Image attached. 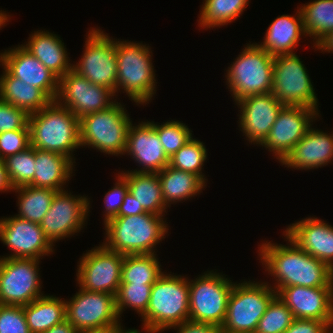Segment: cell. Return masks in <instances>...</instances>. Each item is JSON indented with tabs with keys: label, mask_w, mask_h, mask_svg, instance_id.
<instances>
[{
	"label": "cell",
	"mask_w": 333,
	"mask_h": 333,
	"mask_svg": "<svg viewBox=\"0 0 333 333\" xmlns=\"http://www.w3.org/2000/svg\"><path fill=\"white\" fill-rule=\"evenodd\" d=\"M276 295L295 319L322 320L333 328V287H281Z\"/></svg>",
	"instance_id": "cell-20"
},
{
	"label": "cell",
	"mask_w": 333,
	"mask_h": 333,
	"mask_svg": "<svg viewBox=\"0 0 333 333\" xmlns=\"http://www.w3.org/2000/svg\"><path fill=\"white\" fill-rule=\"evenodd\" d=\"M29 114L14 105L0 100V133L19 129H29Z\"/></svg>",
	"instance_id": "cell-42"
},
{
	"label": "cell",
	"mask_w": 333,
	"mask_h": 333,
	"mask_svg": "<svg viewBox=\"0 0 333 333\" xmlns=\"http://www.w3.org/2000/svg\"><path fill=\"white\" fill-rule=\"evenodd\" d=\"M302 5L299 9L303 17L304 31L313 39V45H316L333 31V0H313Z\"/></svg>",
	"instance_id": "cell-33"
},
{
	"label": "cell",
	"mask_w": 333,
	"mask_h": 333,
	"mask_svg": "<svg viewBox=\"0 0 333 333\" xmlns=\"http://www.w3.org/2000/svg\"><path fill=\"white\" fill-rule=\"evenodd\" d=\"M128 183V192L132 194L146 212L164 216L166 205L157 173L121 171L118 172Z\"/></svg>",
	"instance_id": "cell-29"
},
{
	"label": "cell",
	"mask_w": 333,
	"mask_h": 333,
	"mask_svg": "<svg viewBox=\"0 0 333 333\" xmlns=\"http://www.w3.org/2000/svg\"><path fill=\"white\" fill-rule=\"evenodd\" d=\"M153 284L121 283L116 295V308L121 318L127 308L135 310L141 317L146 313Z\"/></svg>",
	"instance_id": "cell-38"
},
{
	"label": "cell",
	"mask_w": 333,
	"mask_h": 333,
	"mask_svg": "<svg viewBox=\"0 0 333 333\" xmlns=\"http://www.w3.org/2000/svg\"><path fill=\"white\" fill-rule=\"evenodd\" d=\"M283 231L309 255L333 270V226L317 217H307L286 226Z\"/></svg>",
	"instance_id": "cell-23"
},
{
	"label": "cell",
	"mask_w": 333,
	"mask_h": 333,
	"mask_svg": "<svg viewBox=\"0 0 333 333\" xmlns=\"http://www.w3.org/2000/svg\"><path fill=\"white\" fill-rule=\"evenodd\" d=\"M148 122L157 131L159 140L169 158L193 137L192 130L181 121L168 120L161 125L153 121Z\"/></svg>",
	"instance_id": "cell-39"
},
{
	"label": "cell",
	"mask_w": 333,
	"mask_h": 333,
	"mask_svg": "<svg viewBox=\"0 0 333 333\" xmlns=\"http://www.w3.org/2000/svg\"><path fill=\"white\" fill-rule=\"evenodd\" d=\"M79 333H141L137 329H123V326L119 325L117 327L102 329V330H87Z\"/></svg>",
	"instance_id": "cell-51"
},
{
	"label": "cell",
	"mask_w": 333,
	"mask_h": 333,
	"mask_svg": "<svg viewBox=\"0 0 333 333\" xmlns=\"http://www.w3.org/2000/svg\"><path fill=\"white\" fill-rule=\"evenodd\" d=\"M240 108L239 128L249 143L261 145L284 105L272 94L247 96L235 102Z\"/></svg>",
	"instance_id": "cell-19"
},
{
	"label": "cell",
	"mask_w": 333,
	"mask_h": 333,
	"mask_svg": "<svg viewBox=\"0 0 333 333\" xmlns=\"http://www.w3.org/2000/svg\"><path fill=\"white\" fill-rule=\"evenodd\" d=\"M313 47L322 52L333 53V31L329 32Z\"/></svg>",
	"instance_id": "cell-49"
},
{
	"label": "cell",
	"mask_w": 333,
	"mask_h": 333,
	"mask_svg": "<svg viewBox=\"0 0 333 333\" xmlns=\"http://www.w3.org/2000/svg\"><path fill=\"white\" fill-rule=\"evenodd\" d=\"M66 320L78 331L102 330L121 325L116 296L79 289L65 300Z\"/></svg>",
	"instance_id": "cell-13"
},
{
	"label": "cell",
	"mask_w": 333,
	"mask_h": 333,
	"mask_svg": "<svg viewBox=\"0 0 333 333\" xmlns=\"http://www.w3.org/2000/svg\"><path fill=\"white\" fill-rule=\"evenodd\" d=\"M145 212L146 211L143 209L142 205L137 202V199L128 192L115 217L134 216Z\"/></svg>",
	"instance_id": "cell-47"
},
{
	"label": "cell",
	"mask_w": 333,
	"mask_h": 333,
	"mask_svg": "<svg viewBox=\"0 0 333 333\" xmlns=\"http://www.w3.org/2000/svg\"><path fill=\"white\" fill-rule=\"evenodd\" d=\"M163 217L151 212L113 217L104 223L105 241L102 243L123 255L156 253L155 246L164 240L169 230Z\"/></svg>",
	"instance_id": "cell-2"
},
{
	"label": "cell",
	"mask_w": 333,
	"mask_h": 333,
	"mask_svg": "<svg viewBox=\"0 0 333 333\" xmlns=\"http://www.w3.org/2000/svg\"><path fill=\"white\" fill-rule=\"evenodd\" d=\"M28 126L32 147L62 154L76 163L73 152L81 147L79 118L68 108L51 101L29 114Z\"/></svg>",
	"instance_id": "cell-3"
},
{
	"label": "cell",
	"mask_w": 333,
	"mask_h": 333,
	"mask_svg": "<svg viewBox=\"0 0 333 333\" xmlns=\"http://www.w3.org/2000/svg\"><path fill=\"white\" fill-rule=\"evenodd\" d=\"M44 333H79L67 320L55 325Z\"/></svg>",
	"instance_id": "cell-50"
},
{
	"label": "cell",
	"mask_w": 333,
	"mask_h": 333,
	"mask_svg": "<svg viewBox=\"0 0 333 333\" xmlns=\"http://www.w3.org/2000/svg\"><path fill=\"white\" fill-rule=\"evenodd\" d=\"M281 162L287 168L310 170L333 161V133L312 127Z\"/></svg>",
	"instance_id": "cell-24"
},
{
	"label": "cell",
	"mask_w": 333,
	"mask_h": 333,
	"mask_svg": "<svg viewBox=\"0 0 333 333\" xmlns=\"http://www.w3.org/2000/svg\"><path fill=\"white\" fill-rule=\"evenodd\" d=\"M35 173L28 184L62 191L73 174L75 164L66 156L35 148Z\"/></svg>",
	"instance_id": "cell-27"
},
{
	"label": "cell",
	"mask_w": 333,
	"mask_h": 333,
	"mask_svg": "<svg viewBox=\"0 0 333 333\" xmlns=\"http://www.w3.org/2000/svg\"><path fill=\"white\" fill-rule=\"evenodd\" d=\"M166 205L188 200L205 190L206 183L196 174L166 166L157 173Z\"/></svg>",
	"instance_id": "cell-30"
},
{
	"label": "cell",
	"mask_w": 333,
	"mask_h": 333,
	"mask_svg": "<svg viewBox=\"0 0 333 333\" xmlns=\"http://www.w3.org/2000/svg\"><path fill=\"white\" fill-rule=\"evenodd\" d=\"M153 254L125 255L121 283L154 284L164 273L159 259Z\"/></svg>",
	"instance_id": "cell-35"
},
{
	"label": "cell",
	"mask_w": 333,
	"mask_h": 333,
	"mask_svg": "<svg viewBox=\"0 0 333 333\" xmlns=\"http://www.w3.org/2000/svg\"><path fill=\"white\" fill-rule=\"evenodd\" d=\"M0 241L13 251V254L5 258L40 260L44 256L52 255L55 251L38 223L15 215L0 218Z\"/></svg>",
	"instance_id": "cell-18"
},
{
	"label": "cell",
	"mask_w": 333,
	"mask_h": 333,
	"mask_svg": "<svg viewBox=\"0 0 333 333\" xmlns=\"http://www.w3.org/2000/svg\"><path fill=\"white\" fill-rule=\"evenodd\" d=\"M0 66L13 77L41 89L52 101L58 93L59 78L22 45L0 53Z\"/></svg>",
	"instance_id": "cell-21"
},
{
	"label": "cell",
	"mask_w": 333,
	"mask_h": 333,
	"mask_svg": "<svg viewBox=\"0 0 333 333\" xmlns=\"http://www.w3.org/2000/svg\"><path fill=\"white\" fill-rule=\"evenodd\" d=\"M40 262L33 258L0 256V304L24 306L44 295Z\"/></svg>",
	"instance_id": "cell-12"
},
{
	"label": "cell",
	"mask_w": 333,
	"mask_h": 333,
	"mask_svg": "<svg viewBox=\"0 0 333 333\" xmlns=\"http://www.w3.org/2000/svg\"><path fill=\"white\" fill-rule=\"evenodd\" d=\"M177 333H218L220 328L210 323L195 322L186 320L185 322L171 327Z\"/></svg>",
	"instance_id": "cell-46"
},
{
	"label": "cell",
	"mask_w": 333,
	"mask_h": 333,
	"mask_svg": "<svg viewBox=\"0 0 333 333\" xmlns=\"http://www.w3.org/2000/svg\"><path fill=\"white\" fill-rule=\"evenodd\" d=\"M124 154L142 166L130 171L158 173L169 165V157L163 149L157 131L147 121L138 125L130 124L127 134V145Z\"/></svg>",
	"instance_id": "cell-22"
},
{
	"label": "cell",
	"mask_w": 333,
	"mask_h": 333,
	"mask_svg": "<svg viewBox=\"0 0 333 333\" xmlns=\"http://www.w3.org/2000/svg\"><path fill=\"white\" fill-rule=\"evenodd\" d=\"M31 333H44L66 320L65 300L53 295H43L23 306Z\"/></svg>",
	"instance_id": "cell-31"
},
{
	"label": "cell",
	"mask_w": 333,
	"mask_h": 333,
	"mask_svg": "<svg viewBox=\"0 0 333 333\" xmlns=\"http://www.w3.org/2000/svg\"><path fill=\"white\" fill-rule=\"evenodd\" d=\"M0 76V100L32 114L42 110L52 100L38 87L13 77L4 67Z\"/></svg>",
	"instance_id": "cell-28"
},
{
	"label": "cell",
	"mask_w": 333,
	"mask_h": 333,
	"mask_svg": "<svg viewBox=\"0 0 333 333\" xmlns=\"http://www.w3.org/2000/svg\"><path fill=\"white\" fill-rule=\"evenodd\" d=\"M296 53L274 56L271 93L284 106H301L318 110L313 82Z\"/></svg>",
	"instance_id": "cell-10"
},
{
	"label": "cell",
	"mask_w": 333,
	"mask_h": 333,
	"mask_svg": "<svg viewBox=\"0 0 333 333\" xmlns=\"http://www.w3.org/2000/svg\"><path fill=\"white\" fill-rule=\"evenodd\" d=\"M284 333H333V328L322 320L295 319Z\"/></svg>",
	"instance_id": "cell-45"
},
{
	"label": "cell",
	"mask_w": 333,
	"mask_h": 333,
	"mask_svg": "<svg viewBox=\"0 0 333 333\" xmlns=\"http://www.w3.org/2000/svg\"><path fill=\"white\" fill-rule=\"evenodd\" d=\"M294 320L291 310L276 295L259 320L255 333H284Z\"/></svg>",
	"instance_id": "cell-40"
},
{
	"label": "cell",
	"mask_w": 333,
	"mask_h": 333,
	"mask_svg": "<svg viewBox=\"0 0 333 333\" xmlns=\"http://www.w3.org/2000/svg\"><path fill=\"white\" fill-rule=\"evenodd\" d=\"M87 197L72 195L68 190L56 192L49 211L39 224L53 246L56 241L73 236L83 229L91 208Z\"/></svg>",
	"instance_id": "cell-15"
},
{
	"label": "cell",
	"mask_w": 333,
	"mask_h": 333,
	"mask_svg": "<svg viewBox=\"0 0 333 333\" xmlns=\"http://www.w3.org/2000/svg\"><path fill=\"white\" fill-rule=\"evenodd\" d=\"M4 160L8 179L13 188L28 185L35 173V148L29 146L24 151L10 155Z\"/></svg>",
	"instance_id": "cell-37"
},
{
	"label": "cell",
	"mask_w": 333,
	"mask_h": 333,
	"mask_svg": "<svg viewBox=\"0 0 333 333\" xmlns=\"http://www.w3.org/2000/svg\"><path fill=\"white\" fill-rule=\"evenodd\" d=\"M86 37L83 55L73 64V70L92 84L110 89L118 96L115 39L96 27H92Z\"/></svg>",
	"instance_id": "cell-11"
},
{
	"label": "cell",
	"mask_w": 333,
	"mask_h": 333,
	"mask_svg": "<svg viewBox=\"0 0 333 333\" xmlns=\"http://www.w3.org/2000/svg\"><path fill=\"white\" fill-rule=\"evenodd\" d=\"M123 106L116 101L105 110L80 118L81 147H92L111 156L124 155L128 130L133 121Z\"/></svg>",
	"instance_id": "cell-6"
},
{
	"label": "cell",
	"mask_w": 333,
	"mask_h": 333,
	"mask_svg": "<svg viewBox=\"0 0 333 333\" xmlns=\"http://www.w3.org/2000/svg\"><path fill=\"white\" fill-rule=\"evenodd\" d=\"M147 44L115 39L117 58L116 94L120 89L137 106L149 104L156 94V74L152 51Z\"/></svg>",
	"instance_id": "cell-5"
},
{
	"label": "cell",
	"mask_w": 333,
	"mask_h": 333,
	"mask_svg": "<svg viewBox=\"0 0 333 333\" xmlns=\"http://www.w3.org/2000/svg\"><path fill=\"white\" fill-rule=\"evenodd\" d=\"M116 178L117 182L114 183V187L109 189V191L104 196L105 204V214L104 222L106 223L109 219L115 217L123 203V200L128 193V183L127 181L118 173Z\"/></svg>",
	"instance_id": "cell-44"
},
{
	"label": "cell",
	"mask_w": 333,
	"mask_h": 333,
	"mask_svg": "<svg viewBox=\"0 0 333 333\" xmlns=\"http://www.w3.org/2000/svg\"><path fill=\"white\" fill-rule=\"evenodd\" d=\"M268 283L251 280L235 282L220 329L230 333H255L268 304L276 296V291Z\"/></svg>",
	"instance_id": "cell-8"
},
{
	"label": "cell",
	"mask_w": 333,
	"mask_h": 333,
	"mask_svg": "<svg viewBox=\"0 0 333 333\" xmlns=\"http://www.w3.org/2000/svg\"><path fill=\"white\" fill-rule=\"evenodd\" d=\"M114 96L110 89L92 84L72 69L59 78L55 101L80 119L112 106L117 100Z\"/></svg>",
	"instance_id": "cell-16"
},
{
	"label": "cell",
	"mask_w": 333,
	"mask_h": 333,
	"mask_svg": "<svg viewBox=\"0 0 333 333\" xmlns=\"http://www.w3.org/2000/svg\"><path fill=\"white\" fill-rule=\"evenodd\" d=\"M218 333H230V332H227V331H224V330L220 329Z\"/></svg>",
	"instance_id": "cell-53"
},
{
	"label": "cell",
	"mask_w": 333,
	"mask_h": 333,
	"mask_svg": "<svg viewBox=\"0 0 333 333\" xmlns=\"http://www.w3.org/2000/svg\"><path fill=\"white\" fill-rule=\"evenodd\" d=\"M188 284L189 320L221 328L234 282L222 273L208 270L194 280L188 278Z\"/></svg>",
	"instance_id": "cell-9"
},
{
	"label": "cell",
	"mask_w": 333,
	"mask_h": 333,
	"mask_svg": "<svg viewBox=\"0 0 333 333\" xmlns=\"http://www.w3.org/2000/svg\"><path fill=\"white\" fill-rule=\"evenodd\" d=\"M250 0H204L198 19V27L214 28L237 20L247 8Z\"/></svg>",
	"instance_id": "cell-34"
},
{
	"label": "cell",
	"mask_w": 333,
	"mask_h": 333,
	"mask_svg": "<svg viewBox=\"0 0 333 333\" xmlns=\"http://www.w3.org/2000/svg\"><path fill=\"white\" fill-rule=\"evenodd\" d=\"M10 17L11 16H9V14H7L6 11L0 10V29L6 26L5 24L9 22Z\"/></svg>",
	"instance_id": "cell-52"
},
{
	"label": "cell",
	"mask_w": 333,
	"mask_h": 333,
	"mask_svg": "<svg viewBox=\"0 0 333 333\" xmlns=\"http://www.w3.org/2000/svg\"><path fill=\"white\" fill-rule=\"evenodd\" d=\"M18 192V214L19 218L40 224L46 213L49 211L56 190L51 188L33 187L24 185L13 188Z\"/></svg>",
	"instance_id": "cell-32"
},
{
	"label": "cell",
	"mask_w": 333,
	"mask_h": 333,
	"mask_svg": "<svg viewBox=\"0 0 333 333\" xmlns=\"http://www.w3.org/2000/svg\"><path fill=\"white\" fill-rule=\"evenodd\" d=\"M61 38L49 31L37 30L30 34L26 44H21L58 78L73 69Z\"/></svg>",
	"instance_id": "cell-25"
},
{
	"label": "cell",
	"mask_w": 333,
	"mask_h": 333,
	"mask_svg": "<svg viewBox=\"0 0 333 333\" xmlns=\"http://www.w3.org/2000/svg\"><path fill=\"white\" fill-rule=\"evenodd\" d=\"M301 35L307 36L303 17L298 9L296 16L283 14L273 20L266 30L263 42L258 45L272 56L292 54L295 53L294 49L299 44Z\"/></svg>",
	"instance_id": "cell-26"
},
{
	"label": "cell",
	"mask_w": 333,
	"mask_h": 333,
	"mask_svg": "<svg viewBox=\"0 0 333 333\" xmlns=\"http://www.w3.org/2000/svg\"><path fill=\"white\" fill-rule=\"evenodd\" d=\"M205 143L193 137L169 158V166L198 175L205 183L207 179L202 167L207 159Z\"/></svg>",
	"instance_id": "cell-36"
},
{
	"label": "cell",
	"mask_w": 333,
	"mask_h": 333,
	"mask_svg": "<svg viewBox=\"0 0 333 333\" xmlns=\"http://www.w3.org/2000/svg\"><path fill=\"white\" fill-rule=\"evenodd\" d=\"M317 117L319 113L315 109L284 106L272 125L269 135L261 144L262 148L273 152V156L281 163L304 137L312 122L318 119Z\"/></svg>",
	"instance_id": "cell-17"
},
{
	"label": "cell",
	"mask_w": 333,
	"mask_h": 333,
	"mask_svg": "<svg viewBox=\"0 0 333 333\" xmlns=\"http://www.w3.org/2000/svg\"><path fill=\"white\" fill-rule=\"evenodd\" d=\"M10 190V191H9ZM13 187L8 179L7 171L5 169V163L3 159H0V192H11Z\"/></svg>",
	"instance_id": "cell-48"
},
{
	"label": "cell",
	"mask_w": 333,
	"mask_h": 333,
	"mask_svg": "<svg viewBox=\"0 0 333 333\" xmlns=\"http://www.w3.org/2000/svg\"><path fill=\"white\" fill-rule=\"evenodd\" d=\"M124 256L108 249L104 244L83 253L76 272L79 287L116 296L121 284Z\"/></svg>",
	"instance_id": "cell-14"
},
{
	"label": "cell",
	"mask_w": 333,
	"mask_h": 333,
	"mask_svg": "<svg viewBox=\"0 0 333 333\" xmlns=\"http://www.w3.org/2000/svg\"><path fill=\"white\" fill-rule=\"evenodd\" d=\"M287 245L265 241L258 245L259 258L276 281L273 289L281 287H333V270L321 260L309 255L284 232Z\"/></svg>",
	"instance_id": "cell-1"
},
{
	"label": "cell",
	"mask_w": 333,
	"mask_h": 333,
	"mask_svg": "<svg viewBox=\"0 0 333 333\" xmlns=\"http://www.w3.org/2000/svg\"><path fill=\"white\" fill-rule=\"evenodd\" d=\"M189 320L188 277L164 272L152 285L142 330L160 333Z\"/></svg>",
	"instance_id": "cell-4"
},
{
	"label": "cell",
	"mask_w": 333,
	"mask_h": 333,
	"mask_svg": "<svg viewBox=\"0 0 333 333\" xmlns=\"http://www.w3.org/2000/svg\"><path fill=\"white\" fill-rule=\"evenodd\" d=\"M30 145L29 129H19L0 133V156L1 159L19 153Z\"/></svg>",
	"instance_id": "cell-43"
},
{
	"label": "cell",
	"mask_w": 333,
	"mask_h": 333,
	"mask_svg": "<svg viewBox=\"0 0 333 333\" xmlns=\"http://www.w3.org/2000/svg\"><path fill=\"white\" fill-rule=\"evenodd\" d=\"M0 333H31L23 306L0 304Z\"/></svg>",
	"instance_id": "cell-41"
},
{
	"label": "cell",
	"mask_w": 333,
	"mask_h": 333,
	"mask_svg": "<svg viewBox=\"0 0 333 333\" xmlns=\"http://www.w3.org/2000/svg\"><path fill=\"white\" fill-rule=\"evenodd\" d=\"M274 56L258 43L247 44L226 70V84L234 101L271 93Z\"/></svg>",
	"instance_id": "cell-7"
}]
</instances>
